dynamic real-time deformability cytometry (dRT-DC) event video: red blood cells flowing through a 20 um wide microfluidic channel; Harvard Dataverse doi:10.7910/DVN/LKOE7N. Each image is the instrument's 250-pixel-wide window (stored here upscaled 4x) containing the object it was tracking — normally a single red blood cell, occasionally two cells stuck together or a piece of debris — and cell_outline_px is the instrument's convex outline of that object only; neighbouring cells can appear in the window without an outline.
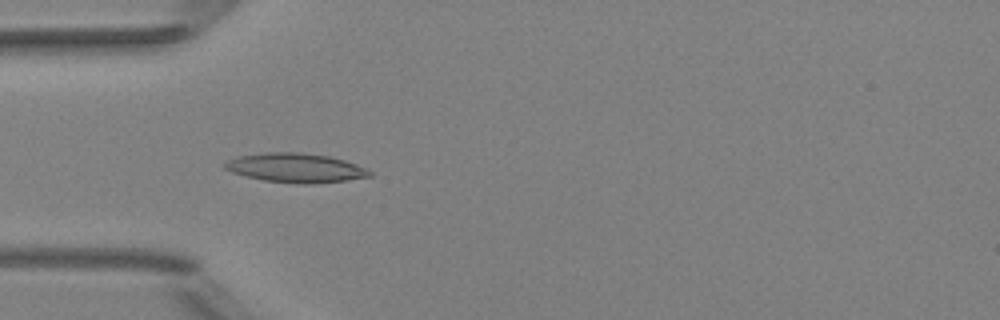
{"species": "Egyptian fruit bat (a non-hibernating species)", "species_latin": "Rousettus aegyptiacus", "temperature_condition": "room temperature", "stored_images_in_passage": 38, "camera_frame_rate_fps": 3000, "um_per_image_px": 0.085, "animal": {"sex": "female"}, "frame": {"image": 1, "passage_image": 2, "time_ms": 0.333, "image_size_px": [1000, 320], "cell_outline_px": [[372, 176], [348, 180], [312, 184], [296, 184], [264, 180], [232, 172], [224, 168], [224, 164], [228, 160], [236, 156], [264, 152], [300, 152], [328, 156], [344, 160], [356, 164], [372, 172]], "centroid_in_image_um": [25.12, 14.27], "position_along_channel_um": 59.9, "area_um2": 24.68}}
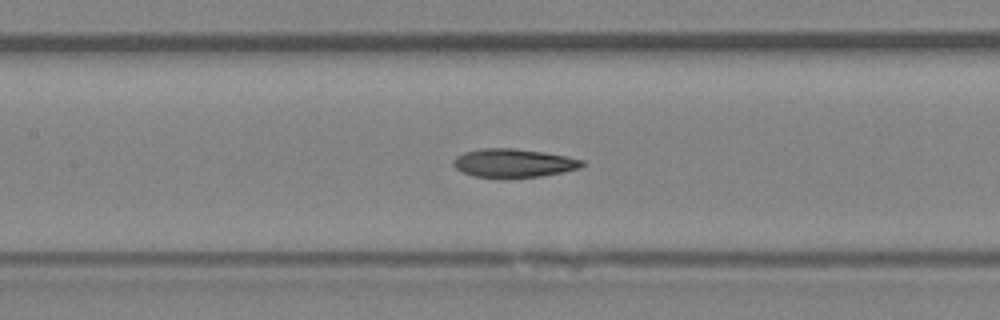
{"frame": {"image": 2, "passage_image": 10, "time_ms": 3.0, "image_size_px": [1000, 320], "cell_outline_px": [[584, 164], [580, 168], [564, 172], [540, 176], [508, 180], [476, 176], [464, 172], [456, 168], [452, 164], [452, 160], [456, 156], [464, 152], [480, 148], [512, 148], [544, 152], [584, 160]], "centroid_in_image_um": [43.63, 13.88], "position_along_channel_um": 163.8, "area_um2": 21.85}}
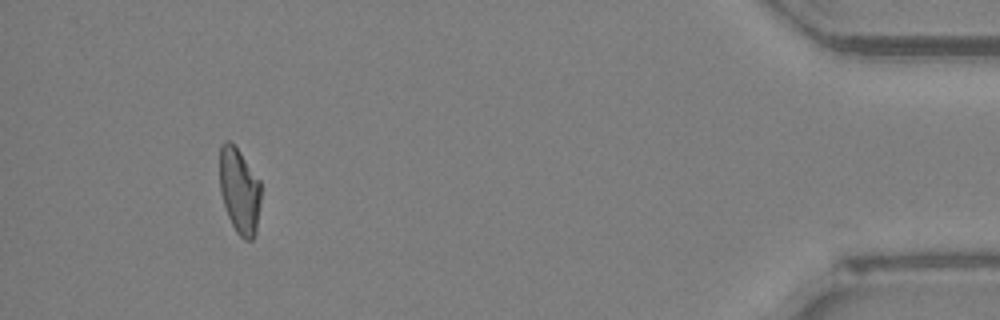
{"frame": {"image": 3, "passage_image": 34, "time_ms": 11.0, "image_size_px": [1000, 320], "cell_outline_px": [[260, 204], [256, 232], [252, 240], [244, 240], [236, 232], [228, 216], [220, 192], [220, 144], [224, 140], [232, 140], [260, 180]], "centroid_in_image_um": [20.35, 16.18], "position_along_channel_um": 414.9, "area_um2": 20.81}, "authors_computed_cell_mechanics": {"area_um2": 21.5594, "velocity_mm_per_s": 3.9845, "shape_relaxation_time_tau1_ms": null, "shape_relaxation_time_tau2_ms": 4.0947, "deformation_change_tau1": null, "deformation_change_tau2": 0.1176}}